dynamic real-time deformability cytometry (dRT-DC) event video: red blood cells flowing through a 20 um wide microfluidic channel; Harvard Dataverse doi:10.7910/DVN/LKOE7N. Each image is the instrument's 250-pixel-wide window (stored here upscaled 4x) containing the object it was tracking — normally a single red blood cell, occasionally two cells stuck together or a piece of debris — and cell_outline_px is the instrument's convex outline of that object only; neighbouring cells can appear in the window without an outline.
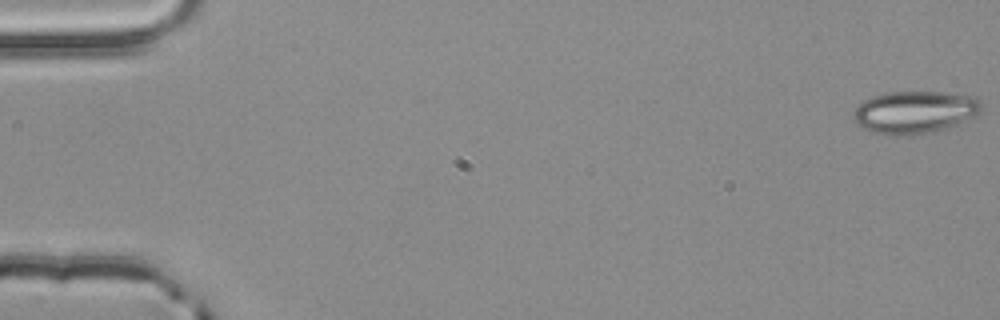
{"species": "common noctule bat (a hibernating species)", "species_latin": "Nyctalus noctula", "temperature_condition": "room temperature", "stored_images_in_passage": 18, "camera_frame_rate_fps": 3000, "um_per_image_px": 0.085, "animal": {"sex": "male", "body_mass_g": 20.4}, "frame": {"image": 1, "passage_image": 1, "time_ms": 0.0, "image_size_px": [1000, 320], "cell_outline_px": [[984, 108], [980, 112], [956, 124], [924, 132], [876, 132], [864, 128], [852, 116], [856, 108], [864, 100], [872, 96], [888, 92], [944, 92], [976, 96], [980, 100]], "centroid_in_image_um": [77.81, 9.45], "position_along_channel_um": 7.2, "area_um2": 30.29}}
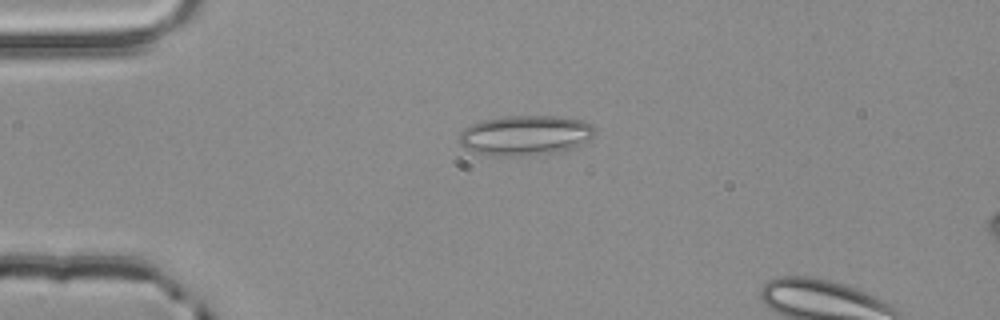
{"frame": {"image": 2, "passage_image": 14, "time_ms": 4.333, "image_size_px": [1000, 320], "cell_outline_px": [[596, 132], [592, 136], [572, 148], [556, 152], [528, 156], [484, 156], [472, 152], [464, 148], [460, 144], [460, 132], [464, 128], [472, 124], [484, 120], [508, 116], [556, 116], [580, 120], [592, 124], [596, 128]], "centroid_in_image_um": [44.61, 11.52], "position_along_channel_um": 40.4, "area_um2": 31.73}}